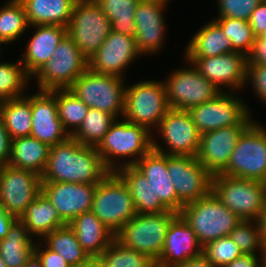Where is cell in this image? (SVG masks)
I'll use <instances>...</instances> for the list:
<instances>
[{"label": "cell", "instance_id": "obj_5", "mask_svg": "<svg viewBox=\"0 0 266 267\" xmlns=\"http://www.w3.org/2000/svg\"><path fill=\"white\" fill-rule=\"evenodd\" d=\"M178 215L175 211L136 214L115 235L124 247L138 251L152 261L162 253L169 224Z\"/></svg>", "mask_w": 266, "mask_h": 267}, {"label": "cell", "instance_id": "obj_14", "mask_svg": "<svg viewBox=\"0 0 266 267\" xmlns=\"http://www.w3.org/2000/svg\"><path fill=\"white\" fill-rule=\"evenodd\" d=\"M167 170L177 194V213L212 190V175L196 156L167 155Z\"/></svg>", "mask_w": 266, "mask_h": 267}, {"label": "cell", "instance_id": "obj_48", "mask_svg": "<svg viewBox=\"0 0 266 267\" xmlns=\"http://www.w3.org/2000/svg\"><path fill=\"white\" fill-rule=\"evenodd\" d=\"M12 138L9 136L0 116V166L8 165L11 153Z\"/></svg>", "mask_w": 266, "mask_h": 267}, {"label": "cell", "instance_id": "obj_15", "mask_svg": "<svg viewBox=\"0 0 266 267\" xmlns=\"http://www.w3.org/2000/svg\"><path fill=\"white\" fill-rule=\"evenodd\" d=\"M165 140L167 150L161 147L153 136V150L177 156H196L200 133L188 110L169 109L156 128Z\"/></svg>", "mask_w": 266, "mask_h": 267}, {"label": "cell", "instance_id": "obj_24", "mask_svg": "<svg viewBox=\"0 0 266 267\" xmlns=\"http://www.w3.org/2000/svg\"><path fill=\"white\" fill-rule=\"evenodd\" d=\"M29 27H36V31L29 39L19 60L22 62L26 73L33 78L52 57L57 45L67 34V27L58 25H32Z\"/></svg>", "mask_w": 266, "mask_h": 267}, {"label": "cell", "instance_id": "obj_36", "mask_svg": "<svg viewBox=\"0 0 266 267\" xmlns=\"http://www.w3.org/2000/svg\"><path fill=\"white\" fill-rule=\"evenodd\" d=\"M4 4L0 7V41L8 44L20 39L30 25L20 0H9Z\"/></svg>", "mask_w": 266, "mask_h": 267}, {"label": "cell", "instance_id": "obj_50", "mask_svg": "<svg viewBox=\"0 0 266 267\" xmlns=\"http://www.w3.org/2000/svg\"><path fill=\"white\" fill-rule=\"evenodd\" d=\"M256 255L243 253L224 267H262V255Z\"/></svg>", "mask_w": 266, "mask_h": 267}, {"label": "cell", "instance_id": "obj_19", "mask_svg": "<svg viewBox=\"0 0 266 267\" xmlns=\"http://www.w3.org/2000/svg\"><path fill=\"white\" fill-rule=\"evenodd\" d=\"M97 184L41 182V192L68 224L75 217L91 211Z\"/></svg>", "mask_w": 266, "mask_h": 267}, {"label": "cell", "instance_id": "obj_28", "mask_svg": "<svg viewBox=\"0 0 266 267\" xmlns=\"http://www.w3.org/2000/svg\"><path fill=\"white\" fill-rule=\"evenodd\" d=\"M19 220L33 238H43L54 229L67 225L42 192L27 206Z\"/></svg>", "mask_w": 266, "mask_h": 267}, {"label": "cell", "instance_id": "obj_52", "mask_svg": "<svg viewBox=\"0 0 266 267\" xmlns=\"http://www.w3.org/2000/svg\"><path fill=\"white\" fill-rule=\"evenodd\" d=\"M175 267H216L203 254L195 258H190Z\"/></svg>", "mask_w": 266, "mask_h": 267}, {"label": "cell", "instance_id": "obj_6", "mask_svg": "<svg viewBox=\"0 0 266 267\" xmlns=\"http://www.w3.org/2000/svg\"><path fill=\"white\" fill-rule=\"evenodd\" d=\"M124 78L87 68L69 88L89 108L123 117L126 87Z\"/></svg>", "mask_w": 266, "mask_h": 267}, {"label": "cell", "instance_id": "obj_38", "mask_svg": "<svg viewBox=\"0 0 266 267\" xmlns=\"http://www.w3.org/2000/svg\"><path fill=\"white\" fill-rule=\"evenodd\" d=\"M56 103L58 117L64 129L71 136L81 126L89 107L70 89H56Z\"/></svg>", "mask_w": 266, "mask_h": 267}, {"label": "cell", "instance_id": "obj_31", "mask_svg": "<svg viewBox=\"0 0 266 267\" xmlns=\"http://www.w3.org/2000/svg\"><path fill=\"white\" fill-rule=\"evenodd\" d=\"M234 51L231 41L223 34L221 27L212 20L203 25L191 38L185 49L184 58L215 57Z\"/></svg>", "mask_w": 266, "mask_h": 267}, {"label": "cell", "instance_id": "obj_29", "mask_svg": "<svg viewBox=\"0 0 266 267\" xmlns=\"http://www.w3.org/2000/svg\"><path fill=\"white\" fill-rule=\"evenodd\" d=\"M30 26L58 25L67 27L76 0H20Z\"/></svg>", "mask_w": 266, "mask_h": 267}, {"label": "cell", "instance_id": "obj_49", "mask_svg": "<svg viewBox=\"0 0 266 267\" xmlns=\"http://www.w3.org/2000/svg\"><path fill=\"white\" fill-rule=\"evenodd\" d=\"M247 63L266 65V40L255 38Z\"/></svg>", "mask_w": 266, "mask_h": 267}, {"label": "cell", "instance_id": "obj_43", "mask_svg": "<svg viewBox=\"0 0 266 267\" xmlns=\"http://www.w3.org/2000/svg\"><path fill=\"white\" fill-rule=\"evenodd\" d=\"M214 266L224 267L243 254L238 245L229 237H221L203 247L202 253Z\"/></svg>", "mask_w": 266, "mask_h": 267}, {"label": "cell", "instance_id": "obj_33", "mask_svg": "<svg viewBox=\"0 0 266 267\" xmlns=\"http://www.w3.org/2000/svg\"><path fill=\"white\" fill-rule=\"evenodd\" d=\"M0 116L12 139L31 135V95L0 102Z\"/></svg>", "mask_w": 266, "mask_h": 267}, {"label": "cell", "instance_id": "obj_51", "mask_svg": "<svg viewBox=\"0 0 266 267\" xmlns=\"http://www.w3.org/2000/svg\"><path fill=\"white\" fill-rule=\"evenodd\" d=\"M16 220L17 218L9 214L0 204V240L7 236L9 228Z\"/></svg>", "mask_w": 266, "mask_h": 267}, {"label": "cell", "instance_id": "obj_4", "mask_svg": "<svg viewBox=\"0 0 266 267\" xmlns=\"http://www.w3.org/2000/svg\"><path fill=\"white\" fill-rule=\"evenodd\" d=\"M221 203L241 220H258L266 203V183L216 174L212 190Z\"/></svg>", "mask_w": 266, "mask_h": 267}, {"label": "cell", "instance_id": "obj_23", "mask_svg": "<svg viewBox=\"0 0 266 267\" xmlns=\"http://www.w3.org/2000/svg\"><path fill=\"white\" fill-rule=\"evenodd\" d=\"M203 253L194 230L178 214L169 224L158 262L176 266Z\"/></svg>", "mask_w": 266, "mask_h": 267}, {"label": "cell", "instance_id": "obj_57", "mask_svg": "<svg viewBox=\"0 0 266 267\" xmlns=\"http://www.w3.org/2000/svg\"><path fill=\"white\" fill-rule=\"evenodd\" d=\"M262 267H266V247L262 253Z\"/></svg>", "mask_w": 266, "mask_h": 267}, {"label": "cell", "instance_id": "obj_10", "mask_svg": "<svg viewBox=\"0 0 266 267\" xmlns=\"http://www.w3.org/2000/svg\"><path fill=\"white\" fill-rule=\"evenodd\" d=\"M88 68V59L66 34L52 57L35 74L39 90L69 89Z\"/></svg>", "mask_w": 266, "mask_h": 267}, {"label": "cell", "instance_id": "obj_7", "mask_svg": "<svg viewBox=\"0 0 266 267\" xmlns=\"http://www.w3.org/2000/svg\"><path fill=\"white\" fill-rule=\"evenodd\" d=\"M266 183V128L253 121L240 135L227 167L220 173Z\"/></svg>", "mask_w": 266, "mask_h": 267}, {"label": "cell", "instance_id": "obj_11", "mask_svg": "<svg viewBox=\"0 0 266 267\" xmlns=\"http://www.w3.org/2000/svg\"><path fill=\"white\" fill-rule=\"evenodd\" d=\"M111 32V21L95 0H76L67 35L89 59Z\"/></svg>", "mask_w": 266, "mask_h": 267}, {"label": "cell", "instance_id": "obj_22", "mask_svg": "<svg viewBox=\"0 0 266 267\" xmlns=\"http://www.w3.org/2000/svg\"><path fill=\"white\" fill-rule=\"evenodd\" d=\"M168 1H139L134 22L136 25V45L141 55L156 54L161 51L165 33L163 13ZM164 10V11H163Z\"/></svg>", "mask_w": 266, "mask_h": 267}, {"label": "cell", "instance_id": "obj_12", "mask_svg": "<svg viewBox=\"0 0 266 267\" xmlns=\"http://www.w3.org/2000/svg\"><path fill=\"white\" fill-rule=\"evenodd\" d=\"M233 92L223 91L213 100L188 110L200 134L254 121L247 104Z\"/></svg>", "mask_w": 266, "mask_h": 267}, {"label": "cell", "instance_id": "obj_55", "mask_svg": "<svg viewBox=\"0 0 266 267\" xmlns=\"http://www.w3.org/2000/svg\"><path fill=\"white\" fill-rule=\"evenodd\" d=\"M23 267H42V263L38 256L33 253L32 256L27 260Z\"/></svg>", "mask_w": 266, "mask_h": 267}, {"label": "cell", "instance_id": "obj_1", "mask_svg": "<svg viewBox=\"0 0 266 267\" xmlns=\"http://www.w3.org/2000/svg\"><path fill=\"white\" fill-rule=\"evenodd\" d=\"M110 171L96 147L82 145L73 137L50 146L42 181L98 184Z\"/></svg>", "mask_w": 266, "mask_h": 267}, {"label": "cell", "instance_id": "obj_35", "mask_svg": "<svg viewBox=\"0 0 266 267\" xmlns=\"http://www.w3.org/2000/svg\"><path fill=\"white\" fill-rule=\"evenodd\" d=\"M111 21V31L130 37L136 35L134 15L140 0H95Z\"/></svg>", "mask_w": 266, "mask_h": 267}, {"label": "cell", "instance_id": "obj_25", "mask_svg": "<svg viewBox=\"0 0 266 267\" xmlns=\"http://www.w3.org/2000/svg\"><path fill=\"white\" fill-rule=\"evenodd\" d=\"M134 167L152 185L155 198H159L169 210L177 212V194L168 174L167 155L152 149L139 159Z\"/></svg>", "mask_w": 266, "mask_h": 267}, {"label": "cell", "instance_id": "obj_27", "mask_svg": "<svg viewBox=\"0 0 266 267\" xmlns=\"http://www.w3.org/2000/svg\"><path fill=\"white\" fill-rule=\"evenodd\" d=\"M127 185L137 214L170 211L159 198H155L152 185L134 166H125L115 172Z\"/></svg>", "mask_w": 266, "mask_h": 267}, {"label": "cell", "instance_id": "obj_13", "mask_svg": "<svg viewBox=\"0 0 266 267\" xmlns=\"http://www.w3.org/2000/svg\"><path fill=\"white\" fill-rule=\"evenodd\" d=\"M189 65L171 72L164 81L170 109L189 110L221 93L192 63Z\"/></svg>", "mask_w": 266, "mask_h": 267}, {"label": "cell", "instance_id": "obj_56", "mask_svg": "<svg viewBox=\"0 0 266 267\" xmlns=\"http://www.w3.org/2000/svg\"><path fill=\"white\" fill-rule=\"evenodd\" d=\"M148 267H174V266H170V265H166V264H163L161 262H158L157 260L156 261H152Z\"/></svg>", "mask_w": 266, "mask_h": 267}, {"label": "cell", "instance_id": "obj_42", "mask_svg": "<svg viewBox=\"0 0 266 267\" xmlns=\"http://www.w3.org/2000/svg\"><path fill=\"white\" fill-rule=\"evenodd\" d=\"M229 237L245 254H256V252L259 250V253L262 255L264 251L260 227L257 220H241L231 230Z\"/></svg>", "mask_w": 266, "mask_h": 267}, {"label": "cell", "instance_id": "obj_30", "mask_svg": "<svg viewBox=\"0 0 266 267\" xmlns=\"http://www.w3.org/2000/svg\"><path fill=\"white\" fill-rule=\"evenodd\" d=\"M50 146L31 136L12 139L8 165L42 175L49 157Z\"/></svg>", "mask_w": 266, "mask_h": 267}, {"label": "cell", "instance_id": "obj_39", "mask_svg": "<svg viewBox=\"0 0 266 267\" xmlns=\"http://www.w3.org/2000/svg\"><path fill=\"white\" fill-rule=\"evenodd\" d=\"M31 77L22 62H0V102L23 96Z\"/></svg>", "mask_w": 266, "mask_h": 267}, {"label": "cell", "instance_id": "obj_21", "mask_svg": "<svg viewBox=\"0 0 266 267\" xmlns=\"http://www.w3.org/2000/svg\"><path fill=\"white\" fill-rule=\"evenodd\" d=\"M248 126L236 125L200 135L196 158L212 176L220 174L227 167L240 135Z\"/></svg>", "mask_w": 266, "mask_h": 267}, {"label": "cell", "instance_id": "obj_20", "mask_svg": "<svg viewBox=\"0 0 266 267\" xmlns=\"http://www.w3.org/2000/svg\"><path fill=\"white\" fill-rule=\"evenodd\" d=\"M31 137L49 146L62 143L70 135L58 117L56 90L42 91L31 95Z\"/></svg>", "mask_w": 266, "mask_h": 267}, {"label": "cell", "instance_id": "obj_41", "mask_svg": "<svg viewBox=\"0 0 266 267\" xmlns=\"http://www.w3.org/2000/svg\"><path fill=\"white\" fill-rule=\"evenodd\" d=\"M214 21L221 27L226 38L231 41L235 51L246 56L251 52L256 36L248 21L229 17H218Z\"/></svg>", "mask_w": 266, "mask_h": 267}, {"label": "cell", "instance_id": "obj_9", "mask_svg": "<svg viewBox=\"0 0 266 267\" xmlns=\"http://www.w3.org/2000/svg\"><path fill=\"white\" fill-rule=\"evenodd\" d=\"M163 81H140L126 87L122 118L152 132L169 110ZM152 127V129H151Z\"/></svg>", "mask_w": 266, "mask_h": 267}, {"label": "cell", "instance_id": "obj_58", "mask_svg": "<svg viewBox=\"0 0 266 267\" xmlns=\"http://www.w3.org/2000/svg\"><path fill=\"white\" fill-rule=\"evenodd\" d=\"M256 38H262L266 40V28Z\"/></svg>", "mask_w": 266, "mask_h": 267}, {"label": "cell", "instance_id": "obj_61", "mask_svg": "<svg viewBox=\"0 0 266 267\" xmlns=\"http://www.w3.org/2000/svg\"><path fill=\"white\" fill-rule=\"evenodd\" d=\"M1 44H3V43L0 41V45H1ZM1 49H2V48H1V46H0V52L2 51ZM0 54H1V53H0ZM0 56H1V55H0Z\"/></svg>", "mask_w": 266, "mask_h": 267}, {"label": "cell", "instance_id": "obj_8", "mask_svg": "<svg viewBox=\"0 0 266 267\" xmlns=\"http://www.w3.org/2000/svg\"><path fill=\"white\" fill-rule=\"evenodd\" d=\"M91 211L115 235L137 214L127 185L115 172L96 185Z\"/></svg>", "mask_w": 266, "mask_h": 267}, {"label": "cell", "instance_id": "obj_53", "mask_svg": "<svg viewBox=\"0 0 266 267\" xmlns=\"http://www.w3.org/2000/svg\"><path fill=\"white\" fill-rule=\"evenodd\" d=\"M257 221H258L259 227H260L262 244H263V247L265 248L266 247V203H265V207L261 213V216L259 217V219Z\"/></svg>", "mask_w": 266, "mask_h": 267}, {"label": "cell", "instance_id": "obj_44", "mask_svg": "<svg viewBox=\"0 0 266 267\" xmlns=\"http://www.w3.org/2000/svg\"><path fill=\"white\" fill-rule=\"evenodd\" d=\"M262 0H218V17L248 21L251 13Z\"/></svg>", "mask_w": 266, "mask_h": 267}, {"label": "cell", "instance_id": "obj_16", "mask_svg": "<svg viewBox=\"0 0 266 267\" xmlns=\"http://www.w3.org/2000/svg\"><path fill=\"white\" fill-rule=\"evenodd\" d=\"M41 176L9 165L0 166V204L19 219L41 193Z\"/></svg>", "mask_w": 266, "mask_h": 267}, {"label": "cell", "instance_id": "obj_32", "mask_svg": "<svg viewBox=\"0 0 266 267\" xmlns=\"http://www.w3.org/2000/svg\"><path fill=\"white\" fill-rule=\"evenodd\" d=\"M33 237L24 224L17 219L9 228L7 236L0 240V257L7 267H23L34 253Z\"/></svg>", "mask_w": 266, "mask_h": 267}, {"label": "cell", "instance_id": "obj_40", "mask_svg": "<svg viewBox=\"0 0 266 267\" xmlns=\"http://www.w3.org/2000/svg\"><path fill=\"white\" fill-rule=\"evenodd\" d=\"M101 267H148L152 260L114 239L98 256Z\"/></svg>", "mask_w": 266, "mask_h": 267}, {"label": "cell", "instance_id": "obj_2", "mask_svg": "<svg viewBox=\"0 0 266 267\" xmlns=\"http://www.w3.org/2000/svg\"><path fill=\"white\" fill-rule=\"evenodd\" d=\"M96 149L106 168L110 172H116L122 167L134 166L153 149V132L124 118L121 121L116 118ZM123 157L133 159L118 163L119 158L123 160Z\"/></svg>", "mask_w": 266, "mask_h": 267}, {"label": "cell", "instance_id": "obj_60", "mask_svg": "<svg viewBox=\"0 0 266 267\" xmlns=\"http://www.w3.org/2000/svg\"><path fill=\"white\" fill-rule=\"evenodd\" d=\"M140 1H145V0H140ZM151 1H171V0H151Z\"/></svg>", "mask_w": 266, "mask_h": 267}, {"label": "cell", "instance_id": "obj_54", "mask_svg": "<svg viewBox=\"0 0 266 267\" xmlns=\"http://www.w3.org/2000/svg\"><path fill=\"white\" fill-rule=\"evenodd\" d=\"M69 267H101L98 257L90 256L86 260L77 264L69 265Z\"/></svg>", "mask_w": 266, "mask_h": 267}, {"label": "cell", "instance_id": "obj_46", "mask_svg": "<svg viewBox=\"0 0 266 267\" xmlns=\"http://www.w3.org/2000/svg\"><path fill=\"white\" fill-rule=\"evenodd\" d=\"M41 243L36 242L34 253L40 259L42 267H69V264L60 254L51 251L45 245L43 248Z\"/></svg>", "mask_w": 266, "mask_h": 267}, {"label": "cell", "instance_id": "obj_34", "mask_svg": "<svg viewBox=\"0 0 266 267\" xmlns=\"http://www.w3.org/2000/svg\"><path fill=\"white\" fill-rule=\"evenodd\" d=\"M45 246L51 251L60 254L69 265L77 264L89 258L88 253L77 240L74 230L67 224L54 229L43 238Z\"/></svg>", "mask_w": 266, "mask_h": 267}, {"label": "cell", "instance_id": "obj_47", "mask_svg": "<svg viewBox=\"0 0 266 267\" xmlns=\"http://www.w3.org/2000/svg\"><path fill=\"white\" fill-rule=\"evenodd\" d=\"M248 22L256 37L266 28V0H262L256 6Z\"/></svg>", "mask_w": 266, "mask_h": 267}, {"label": "cell", "instance_id": "obj_18", "mask_svg": "<svg viewBox=\"0 0 266 267\" xmlns=\"http://www.w3.org/2000/svg\"><path fill=\"white\" fill-rule=\"evenodd\" d=\"M140 55L135 37L111 31L100 48L88 59V68L124 78L125 68Z\"/></svg>", "mask_w": 266, "mask_h": 267}, {"label": "cell", "instance_id": "obj_59", "mask_svg": "<svg viewBox=\"0 0 266 267\" xmlns=\"http://www.w3.org/2000/svg\"><path fill=\"white\" fill-rule=\"evenodd\" d=\"M0 267H7L3 259L0 257Z\"/></svg>", "mask_w": 266, "mask_h": 267}, {"label": "cell", "instance_id": "obj_37", "mask_svg": "<svg viewBox=\"0 0 266 267\" xmlns=\"http://www.w3.org/2000/svg\"><path fill=\"white\" fill-rule=\"evenodd\" d=\"M115 119L116 117L107 112L89 108L81 126L71 137L82 145L96 147Z\"/></svg>", "mask_w": 266, "mask_h": 267}, {"label": "cell", "instance_id": "obj_17", "mask_svg": "<svg viewBox=\"0 0 266 267\" xmlns=\"http://www.w3.org/2000/svg\"><path fill=\"white\" fill-rule=\"evenodd\" d=\"M184 59L192 63L220 92H223L222 87L238 91L247 85L245 82L247 56L241 52L234 51L215 57Z\"/></svg>", "mask_w": 266, "mask_h": 267}, {"label": "cell", "instance_id": "obj_3", "mask_svg": "<svg viewBox=\"0 0 266 267\" xmlns=\"http://www.w3.org/2000/svg\"><path fill=\"white\" fill-rule=\"evenodd\" d=\"M178 214L194 230L203 247L218 238L229 236L241 221L212 191L207 196L184 205Z\"/></svg>", "mask_w": 266, "mask_h": 267}, {"label": "cell", "instance_id": "obj_45", "mask_svg": "<svg viewBox=\"0 0 266 267\" xmlns=\"http://www.w3.org/2000/svg\"><path fill=\"white\" fill-rule=\"evenodd\" d=\"M245 82L252 83L257 97L266 103V65L247 63Z\"/></svg>", "mask_w": 266, "mask_h": 267}, {"label": "cell", "instance_id": "obj_26", "mask_svg": "<svg viewBox=\"0 0 266 267\" xmlns=\"http://www.w3.org/2000/svg\"><path fill=\"white\" fill-rule=\"evenodd\" d=\"M68 225L89 256L98 257L115 239V234L92 211L75 217Z\"/></svg>", "mask_w": 266, "mask_h": 267}]
</instances>
